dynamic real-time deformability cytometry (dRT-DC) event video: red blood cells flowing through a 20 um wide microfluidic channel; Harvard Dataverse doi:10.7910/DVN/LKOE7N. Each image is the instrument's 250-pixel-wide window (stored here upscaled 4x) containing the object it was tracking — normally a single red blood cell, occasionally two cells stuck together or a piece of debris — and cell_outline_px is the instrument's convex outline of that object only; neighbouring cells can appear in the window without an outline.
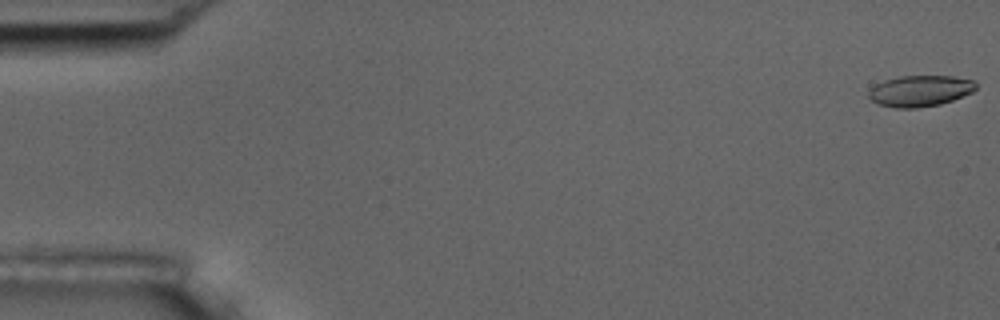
{"species": "common noctule bat (a hibernating species)", "species_latin": "Nyctalus noctula", "temperature_condition": "room temperature", "stored_images_in_passage": 5, "segment_of_instrument_passage": [2, 2], "camera_frame_rate_fps": 3000, "um_per_image_px": 0.085, "animal": {"sex": "male", "body_mass_g": 17.5, "forearm_length_mm": 52.3}, "frame": {"image": 1, "passage_image": 5, "time_ms": 5.667, "image_size_px": [1000, 320], "cell_outline_px": [[976, 88], [972, 92], [952, 100], [940, 104], [916, 108], [896, 108], [880, 104], [872, 100], [868, 96], [868, 92], [876, 84], [884, 80], [900, 76], [952, 76], [972, 80], [976, 84]], "centroid_in_image_um": [78.2, 7.72], "position_along_channel_um": 6.8, "area_um2": 19.25}}